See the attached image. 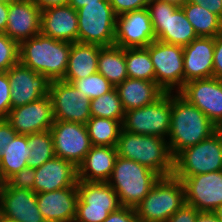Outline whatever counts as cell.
Returning <instances> with one entry per match:
<instances>
[{"mask_svg":"<svg viewBox=\"0 0 222 222\" xmlns=\"http://www.w3.org/2000/svg\"><path fill=\"white\" fill-rule=\"evenodd\" d=\"M215 124L179 93H172L170 130L167 138L173 158L214 133Z\"/></svg>","mask_w":222,"mask_h":222,"instance_id":"obj_1","label":"cell"},{"mask_svg":"<svg viewBox=\"0 0 222 222\" xmlns=\"http://www.w3.org/2000/svg\"><path fill=\"white\" fill-rule=\"evenodd\" d=\"M71 43L41 33L19 44V62L50 81L62 80L68 67Z\"/></svg>","mask_w":222,"mask_h":222,"instance_id":"obj_2","label":"cell"},{"mask_svg":"<svg viewBox=\"0 0 222 222\" xmlns=\"http://www.w3.org/2000/svg\"><path fill=\"white\" fill-rule=\"evenodd\" d=\"M118 156L131 159L161 177L173 174V156L166 138L121 130L116 145Z\"/></svg>","mask_w":222,"mask_h":222,"instance_id":"obj_3","label":"cell"},{"mask_svg":"<svg viewBox=\"0 0 222 222\" xmlns=\"http://www.w3.org/2000/svg\"><path fill=\"white\" fill-rule=\"evenodd\" d=\"M160 177L148 167L118 156L107 183L116 192L121 206L135 208Z\"/></svg>","mask_w":222,"mask_h":222,"instance_id":"obj_4","label":"cell"},{"mask_svg":"<svg viewBox=\"0 0 222 222\" xmlns=\"http://www.w3.org/2000/svg\"><path fill=\"white\" fill-rule=\"evenodd\" d=\"M184 203V184L171 175L160 177L134 209L139 222H166Z\"/></svg>","mask_w":222,"mask_h":222,"instance_id":"obj_5","label":"cell"},{"mask_svg":"<svg viewBox=\"0 0 222 222\" xmlns=\"http://www.w3.org/2000/svg\"><path fill=\"white\" fill-rule=\"evenodd\" d=\"M147 9L156 40L186 46L198 38L182 7L165 0H150Z\"/></svg>","mask_w":222,"mask_h":222,"instance_id":"obj_6","label":"cell"},{"mask_svg":"<svg viewBox=\"0 0 222 222\" xmlns=\"http://www.w3.org/2000/svg\"><path fill=\"white\" fill-rule=\"evenodd\" d=\"M78 15V42L99 45L115 44L116 18L108 1H97L76 10Z\"/></svg>","mask_w":222,"mask_h":222,"instance_id":"obj_7","label":"cell"},{"mask_svg":"<svg viewBox=\"0 0 222 222\" xmlns=\"http://www.w3.org/2000/svg\"><path fill=\"white\" fill-rule=\"evenodd\" d=\"M172 93H164L154 103L125 111L123 130L141 135L168 138L171 122Z\"/></svg>","mask_w":222,"mask_h":222,"instance_id":"obj_8","label":"cell"},{"mask_svg":"<svg viewBox=\"0 0 222 222\" xmlns=\"http://www.w3.org/2000/svg\"><path fill=\"white\" fill-rule=\"evenodd\" d=\"M78 201L74 222H103L121 207L118 196L107 182H77Z\"/></svg>","mask_w":222,"mask_h":222,"instance_id":"obj_9","label":"cell"},{"mask_svg":"<svg viewBox=\"0 0 222 222\" xmlns=\"http://www.w3.org/2000/svg\"><path fill=\"white\" fill-rule=\"evenodd\" d=\"M222 171V148L213 133L208 138L180 151L173 158V176L190 177Z\"/></svg>","mask_w":222,"mask_h":222,"instance_id":"obj_10","label":"cell"},{"mask_svg":"<svg viewBox=\"0 0 222 222\" xmlns=\"http://www.w3.org/2000/svg\"><path fill=\"white\" fill-rule=\"evenodd\" d=\"M146 48L154 66L155 82L165 93H178L184 86L183 46L155 40Z\"/></svg>","mask_w":222,"mask_h":222,"instance_id":"obj_11","label":"cell"},{"mask_svg":"<svg viewBox=\"0 0 222 222\" xmlns=\"http://www.w3.org/2000/svg\"><path fill=\"white\" fill-rule=\"evenodd\" d=\"M50 132L55 156L78 167L92 147L86 124L55 120Z\"/></svg>","mask_w":222,"mask_h":222,"instance_id":"obj_12","label":"cell"},{"mask_svg":"<svg viewBox=\"0 0 222 222\" xmlns=\"http://www.w3.org/2000/svg\"><path fill=\"white\" fill-rule=\"evenodd\" d=\"M49 96L54 120L86 124L91 118L90 99L73 84L63 80L51 81Z\"/></svg>","mask_w":222,"mask_h":222,"instance_id":"obj_13","label":"cell"},{"mask_svg":"<svg viewBox=\"0 0 222 222\" xmlns=\"http://www.w3.org/2000/svg\"><path fill=\"white\" fill-rule=\"evenodd\" d=\"M177 178L185 187V203L199 212H213L222 205V171Z\"/></svg>","mask_w":222,"mask_h":222,"instance_id":"obj_14","label":"cell"},{"mask_svg":"<svg viewBox=\"0 0 222 222\" xmlns=\"http://www.w3.org/2000/svg\"><path fill=\"white\" fill-rule=\"evenodd\" d=\"M156 40L147 8L117 16L115 46L122 48L147 47Z\"/></svg>","mask_w":222,"mask_h":222,"instance_id":"obj_15","label":"cell"},{"mask_svg":"<svg viewBox=\"0 0 222 222\" xmlns=\"http://www.w3.org/2000/svg\"><path fill=\"white\" fill-rule=\"evenodd\" d=\"M11 87V107L26 105L49 95L51 81L20 62L7 71Z\"/></svg>","mask_w":222,"mask_h":222,"instance_id":"obj_16","label":"cell"},{"mask_svg":"<svg viewBox=\"0 0 222 222\" xmlns=\"http://www.w3.org/2000/svg\"><path fill=\"white\" fill-rule=\"evenodd\" d=\"M6 120L18 135L50 130L55 121L50 96L12 108Z\"/></svg>","mask_w":222,"mask_h":222,"instance_id":"obj_17","label":"cell"},{"mask_svg":"<svg viewBox=\"0 0 222 222\" xmlns=\"http://www.w3.org/2000/svg\"><path fill=\"white\" fill-rule=\"evenodd\" d=\"M178 93L214 124L222 122V80L215 77L192 80L185 83Z\"/></svg>","mask_w":222,"mask_h":222,"instance_id":"obj_18","label":"cell"},{"mask_svg":"<svg viewBox=\"0 0 222 222\" xmlns=\"http://www.w3.org/2000/svg\"><path fill=\"white\" fill-rule=\"evenodd\" d=\"M0 215L18 222H46L37 206L33 190L0 185Z\"/></svg>","mask_w":222,"mask_h":222,"instance_id":"obj_19","label":"cell"},{"mask_svg":"<svg viewBox=\"0 0 222 222\" xmlns=\"http://www.w3.org/2000/svg\"><path fill=\"white\" fill-rule=\"evenodd\" d=\"M42 10L33 0H17L9 4L5 34L19 44L41 31Z\"/></svg>","mask_w":222,"mask_h":222,"instance_id":"obj_20","label":"cell"},{"mask_svg":"<svg viewBox=\"0 0 222 222\" xmlns=\"http://www.w3.org/2000/svg\"><path fill=\"white\" fill-rule=\"evenodd\" d=\"M37 206L46 222H74L78 191L72 187L51 192L36 193Z\"/></svg>","mask_w":222,"mask_h":222,"instance_id":"obj_21","label":"cell"},{"mask_svg":"<svg viewBox=\"0 0 222 222\" xmlns=\"http://www.w3.org/2000/svg\"><path fill=\"white\" fill-rule=\"evenodd\" d=\"M215 37H198L183 46L184 84L213 77Z\"/></svg>","mask_w":222,"mask_h":222,"instance_id":"obj_22","label":"cell"},{"mask_svg":"<svg viewBox=\"0 0 222 222\" xmlns=\"http://www.w3.org/2000/svg\"><path fill=\"white\" fill-rule=\"evenodd\" d=\"M34 192H51L72 187L78 182L77 167L62 158L54 156L42 166L35 168Z\"/></svg>","mask_w":222,"mask_h":222,"instance_id":"obj_23","label":"cell"},{"mask_svg":"<svg viewBox=\"0 0 222 222\" xmlns=\"http://www.w3.org/2000/svg\"><path fill=\"white\" fill-rule=\"evenodd\" d=\"M40 33L69 43L78 41L77 11L69 4L42 10Z\"/></svg>","mask_w":222,"mask_h":222,"instance_id":"obj_24","label":"cell"},{"mask_svg":"<svg viewBox=\"0 0 222 222\" xmlns=\"http://www.w3.org/2000/svg\"><path fill=\"white\" fill-rule=\"evenodd\" d=\"M117 157L116 147L92 145L83 162L77 167L78 180L107 182L112 174Z\"/></svg>","mask_w":222,"mask_h":222,"instance_id":"obj_25","label":"cell"},{"mask_svg":"<svg viewBox=\"0 0 222 222\" xmlns=\"http://www.w3.org/2000/svg\"><path fill=\"white\" fill-rule=\"evenodd\" d=\"M125 111L154 103L165 92L155 81L127 78L116 86Z\"/></svg>","mask_w":222,"mask_h":222,"instance_id":"obj_26","label":"cell"},{"mask_svg":"<svg viewBox=\"0 0 222 222\" xmlns=\"http://www.w3.org/2000/svg\"><path fill=\"white\" fill-rule=\"evenodd\" d=\"M101 46L83 42L71 43L68 67L63 81L71 83L98 72L97 62Z\"/></svg>","mask_w":222,"mask_h":222,"instance_id":"obj_27","label":"cell"},{"mask_svg":"<svg viewBox=\"0 0 222 222\" xmlns=\"http://www.w3.org/2000/svg\"><path fill=\"white\" fill-rule=\"evenodd\" d=\"M3 150L4 154L0 157L1 184L27 167V159L31 152L27 135H17Z\"/></svg>","mask_w":222,"mask_h":222,"instance_id":"obj_28","label":"cell"},{"mask_svg":"<svg viewBox=\"0 0 222 222\" xmlns=\"http://www.w3.org/2000/svg\"><path fill=\"white\" fill-rule=\"evenodd\" d=\"M98 72L113 86H117L128 78L125 48L118 46L101 47L97 62Z\"/></svg>","mask_w":222,"mask_h":222,"instance_id":"obj_29","label":"cell"},{"mask_svg":"<svg viewBox=\"0 0 222 222\" xmlns=\"http://www.w3.org/2000/svg\"><path fill=\"white\" fill-rule=\"evenodd\" d=\"M181 7L198 37H216L222 32V20L208 9L187 1Z\"/></svg>","mask_w":222,"mask_h":222,"instance_id":"obj_30","label":"cell"},{"mask_svg":"<svg viewBox=\"0 0 222 222\" xmlns=\"http://www.w3.org/2000/svg\"><path fill=\"white\" fill-rule=\"evenodd\" d=\"M123 121L91 117L86 122L88 135L93 146L116 147Z\"/></svg>","mask_w":222,"mask_h":222,"instance_id":"obj_31","label":"cell"},{"mask_svg":"<svg viewBox=\"0 0 222 222\" xmlns=\"http://www.w3.org/2000/svg\"><path fill=\"white\" fill-rule=\"evenodd\" d=\"M128 78L155 81V70L146 47L125 48Z\"/></svg>","mask_w":222,"mask_h":222,"instance_id":"obj_32","label":"cell"},{"mask_svg":"<svg viewBox=\"0 0 222 222\" xmlns=\"http://www.w3.org/2000/svg\"><path fill=\"white\" fill-rule=\"evenodd\" d=\"M28 147L31 149L27 167L37 168L55 156L53 138L50 130L27 135Z\"/></svg>","mask_w":222,"mask_h":222,"instance_id":"obj_33","label":"cell"},{"mask_svg":"<svg viewBox=\"0 0 222 222\" xmlns=\"http://www.w3.org/2000/svg\"><path fill=\"white\" fill-rule=\"evenodd\" d=\"M91 117L108 118L123 121L125 110L122 106L116 87L111 91L90 100Z\"/></svg>","mask_w":222,"mask_h":222,"instance_id":"obj_34","label":"cell"},{"mask_svg":"<svg viewBox=\"0 0 222 222\" xmlns=\"http://www.w3.org/2000/svg\"><path fill=\"white\" fill-rule=\"evenodd\" d=\"M71 84L83 92L90 100L102 96L115 87L99 72L82 79L73 80Z\"/></svg>","mask_w":222,"mask_h":222,"instance_id":"obj_35","label":"cell"},{"mask_svg":"<svg viewBox=\"0 0 222 222\" xmlns=\"http://www.w3.org/2000/svg\"><path fill=\"white\" fill-rule=\"evenodd\" d=\"M19 63V43L0 33V72H7Z\"/></svg>","mask_w":222,"mask_h":222,"instance_id":"obj_36","label":"cell"},{"mask_svg":"<svg viewBox=\"0 0 222 222\" xmlns=\"http://www.w3.org/2000/svg\"><path fill=\"white\" fill-rule=\"evenodd\" d=\"M35 168L25 167L11 176L6 183L12 188H20L34 191Z\"/></svg>","mask_w":222,"mask_h":222,"instance_id":"obj_37","label":"cell"},{"mask_svg":"<svg viewBox=\"0 0 222 222\" xmlns=\"http://www.w3.org/2000/svg\"><path fill=\"white\" fill-rule=\"evenodd\" d=\"M12 109L11 87L7 72H0V118H6Z\"/></svg>","mask_w":222,"mask_h":222,"instance_id":"obj_38","label":"cell"},{"mask_svg":"<svg viewBox=\"0 0 222 222\" xmlns=\"http://www.w3.org/2000/svg\"><path fill=\"white\" fill-rule=\"evenodd\" d=\"M150 0H108L117 16L147 8Z\"/></svg>","mask_w":222,"mask_h":222,"instance_id":"obj_39","label":"cell"},{"mask_svg":"<svg viewBox=\"0 0 222 222\" xmlns=\"http://www.w3.org/2000/svg\"><path fill=\"white\" fill-rule=\"evenodd\" d=\"M103 222H139V219L134 208L121 206L111 212Z\"/></svg>","mask_w":222,"mask_h":222,"instance_id":"obj_40","label":"cell"},{"mask_svg":"<svg viewBox=\"0 0 222 222\" xmlns=\"http://www.w3.org/2000/svg\"><path fill=\"white\" fill-rule=\"evenodd\" d=\"M198 213L194 206L184 203L166 222H195Z\"/></svg>","mask_w":222,"mask_h":222,"instance_id":"obj_41","label":"cell"},{"mask_svg":"<svg viewBox=\"0 0 222 222\" xmlns=\"http://www.w3.org/2000/svg\"><path fill=\"white\" fill-rule=\"evenodd\" d=\"M18 135L6 118H0V157L7 145Z\"/></svg>","mask_w":222,"mask_h":222,"instance_id":"obj_42","label":"cell"},{"mask_svg":"<svg viewBox=\"0 0 222 222\" xmlns=\"http://www.w3.org/2000/svg\"><path fill=\"white\" fill-rule=\"evenodd\" d=\"M213 77L222 80V32L215 37Z\"/></svg>","mask_w":222,"mask_h":222,"instance_id":"obj_43","label":"cell"},{"mask_svg":"<svg viewBox=\"0 0 222 222\" xmlns=\"http://www.w3.org/2000/svg\"><path fill=\"white\" fill-rule=\"evenodd\" d=\"M187 2L201 5L222 20V0H187Z\"/></svg>","mask_w":222,"mask_h":222,"instance_id":"obj_44","label":"cell"},{"mask_svg":"<svg viewBox=\"0 0 222 222\" xmlns=\"http://www.w3.org/2000/svg\"><path fill=\"white\" fill-rule=\"evenodd\" d=\"M70 0H33V2L41 9H49L52 7L68 5Z\"/></svg>","mask_w":222,"mask_h":222,"instance_id":"obj_45","label":"cell"},{"mask_svg":"<svg viewBox=\"0 0 222 222\" xmlns=\"http://www.w3.org/2000/svg\"><path fill=\"white\" fill-rule=\"evenodd\" d=\"M9 4L0 1V33H5L7 27V17Z\"/></svg>","mask_w":222,"mask_h":222,"instance_id":"obj_46","label":"cell"},{"mask_svg":"<svg viewBox=\"0 0 222 222\" xmlns=\"http://www.w3.org/2000/svg\"><path fill=\"white\" fill-rule=\"evenodd\" d=\"M195 222H221L214 212H199Z\"/></svg>","mask_w":222,"mask_h":222,"instance_id":"obj_47","label":"cell"},{"mask_svg":"<svg viewBox=\"0 0 222 222\" xmlns=\"http://www.w3.org/2000/svg\"><path fill=\"white\" fill-rule=\"evenodd\" d=\"M97 1H108V0H70L69 5L75 10L83 7L87 4L97 3Z\"/></svg>","mask_w":222,"mask_h":222,"instance_id":"obj_48","label":"cell"},{"mask_svg":"<svg viewBox=\"0 0 222 222\" xmlns=\"http://www.w3.org/2000/svg\"><path fill=\"white\" fill-rule=\"evenodd\" d=\"M214 133L218 137V140L222 148V122L215 124Z\"/></svg>","mask_w":222,"mask_h":222,"instance_id":"obj_49","label":"cell"},{"mask_svg":"<svg viewBox=\"0 0 222 222\" xmlns=\"http://www.w3.org/2000/svg\"><path fill=\"white\" fill-rule=\"evenodd\" d=\"M217 218L222 222V205L218 206L214 211Z\"/></svg>","mask_w":222,"mask_h":222,"instance_id":"obj_50","label":"cell"},{"mask_svg":"<svg viewBox=\"0 0 222 222\" xmlns=\"http://www.w3.org/2000/svg\"><path fill=\"white\" fill-rule=\"evenodd\" d=\"M167 2H173L176 3L177 5L181 6L183 3H185L187 0H165Z\"/></svg>","mask_w":222,"mask_h":222,"instance_id":"obj_51","label":"cell"},{"mask_svg":"<svg viewBox=\"0 0 222 222\" xmlns=\"http://www.w3.org/2000/svg\"><path fill=\"white\" fill-rule=\"evenodd\" d=\"M0 222H18V221H16V220H11V219H9V218H7V217H4V216H1V215H0Z\"/></svg>","mask_w":222,"mask_h":222,"instance_id":"obj_52","label":"cell"},{"mask_svg":"<svg viewBox=\"0 0 222 222\" xmlns=\"http://www.w3.org/2000/svg\"><path fill=\"white\" fill-rule=\"evenodd\" d=\"M1 2L7 3V4H11L12 2H15L17 0H0Z\"/></svg>","mask_w":222,"mask_h":222,"instance_id":"obj_53","label":"cell"}]
</instances>
